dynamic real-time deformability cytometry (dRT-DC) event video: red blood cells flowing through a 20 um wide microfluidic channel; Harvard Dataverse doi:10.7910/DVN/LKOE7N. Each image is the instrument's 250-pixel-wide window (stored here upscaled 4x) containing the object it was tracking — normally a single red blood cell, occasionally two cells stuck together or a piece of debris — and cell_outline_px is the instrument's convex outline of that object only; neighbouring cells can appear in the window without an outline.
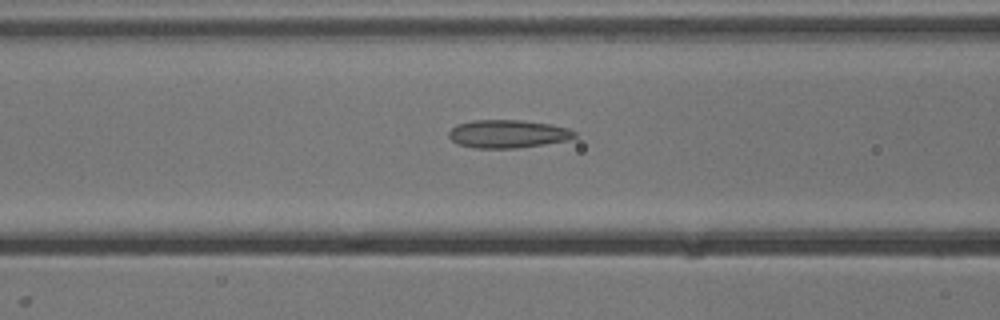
{"species": "common noctule bat (a hibernating species)", "species_latin": "Nyctalus noctula", "temperature_condition": "cold", "stored_images_in_passage": 53, "camera_frame_rate_fps": 3000, "um_per_image_px": 0.085, "animal": {"sex": "male", "body_mass_g": 13.3}, "frame": {"image": 1, "passage_image": 21, "time_ms": 6.667, "image_size_px": [1000, 320], "cell_outline_px": [[576, 136], [568, 140], [520, 148], [476, 148], [460, 144], [452, 140], [448, 136], [448, 132], [456, 124], [472, 120], [520, 120], [552, 124], [568, 128], [576, 132]], "centroid_in_image_um": [43.17, 11.37], "position_along_channel_um": 123.4, "area_um2": 20.63}}
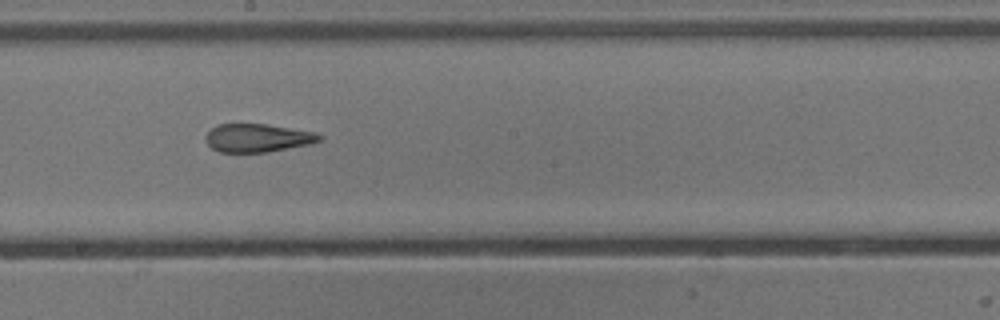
{"frame": {"image": 2, "passage_image": 29, "time_ms": 9.333, "image_size_px": [1000, 320], "cell_outline_px": [[324, 140], [308, 144], [268, 152], [220, 152], [212, 148], [204, 140], [204, 136], [212, 128], [220, 124], [264, 124], [316, 132], [324, 136]], "centroid_in_image_um": [21.91, 11.72], "position_along_channel_um": 226.3, "area_um2": 18.73}}
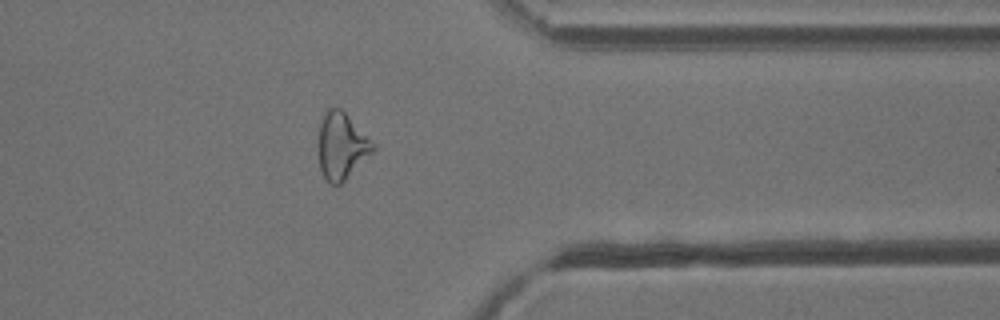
{"frame": {"image": 3, "passage_image": 42, "time_ms": 13.667, "image_size_px": [1000, 320], "cell_outline_px": [[376, 148], [340, 184], [332, 184], [324, 176], [320, 168], [316, 144], [320, 124], [324, 112], [328, 108], [340, 108], [376, 144]], "centroid_in_image_um": [28.99, 12.38], "position_along_channel_um": 382.4, "area_um2": 21.1}, "authors_computed_cell_mechanics": {"area_um2": 21.8484, "velocity_mm_per_s": 3.8469, "shape_relaxation_time_tau1_ms": null, "shape_relaxation_time_tau2_ms": 1.872, "deformation_change_tau1": null, "deformation_change_tau2": 0.1084}}